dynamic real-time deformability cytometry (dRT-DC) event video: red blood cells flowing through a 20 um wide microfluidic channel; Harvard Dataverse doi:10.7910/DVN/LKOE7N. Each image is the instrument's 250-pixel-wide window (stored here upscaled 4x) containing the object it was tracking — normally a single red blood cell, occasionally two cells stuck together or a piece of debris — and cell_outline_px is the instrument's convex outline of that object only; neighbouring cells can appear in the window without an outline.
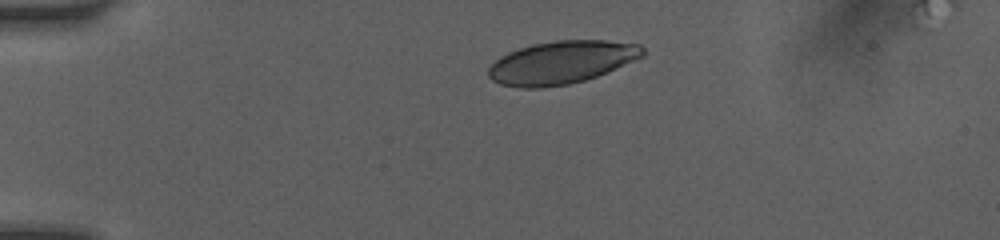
{"species": "human", "species_latin": "Homo sapiens", "temperature_condition": "room temperature", "stored_images_in_passage": 4, "camera_frame_rate_fps": 3000, "um_per_image_px": 0.085, "donor": {"sex": "female"}, "frame": {"image": 1, "passage_image": 1, "time_ms": 0.0, "image_size_px": [1000, 240], "cell_outline_px": [[644, 56], [608, 72], [584, 80], [568, 84], [540, 88], [520, 88], [500, 84], [492, 80], [488, 76], [488, 68], [500, 56], [508, 52], [532, 44], [556, 40], [604, 40], [640, 44], [644, 48]], "centroid_in_image_um": [47.73, 5.3], "position_along_channel_um": 37.3, "area_um2": 38.61}}
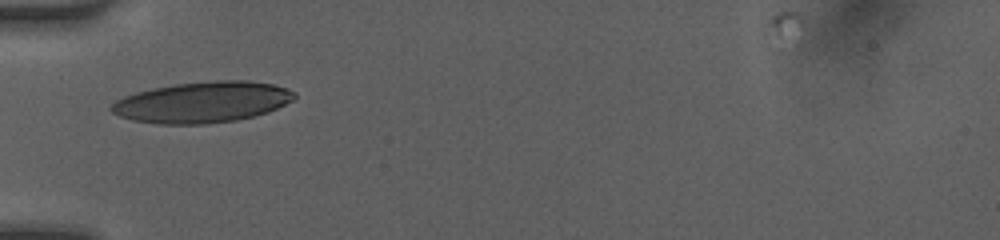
{"frame": {"image": 2, "passage_image": 3, "time_ms": 2.0, "image_size_px": [1000, 240], "cell_outline_px": [[296, 96], [292, 100], [268, 112], [236, 120], [204, 124], [156, 124], [132, 120], [120, 116], [112, 112], [108, 108], [116, 100], [124, 96], [136, 92], [152, 88], [176, 84], [212, 80], [248, 80], [272, 84], [296, 92]], "centroid_in_image_um": [17.17, 8.68], "position_along_channel_um": 67.8, "area_um2": 43.64}}